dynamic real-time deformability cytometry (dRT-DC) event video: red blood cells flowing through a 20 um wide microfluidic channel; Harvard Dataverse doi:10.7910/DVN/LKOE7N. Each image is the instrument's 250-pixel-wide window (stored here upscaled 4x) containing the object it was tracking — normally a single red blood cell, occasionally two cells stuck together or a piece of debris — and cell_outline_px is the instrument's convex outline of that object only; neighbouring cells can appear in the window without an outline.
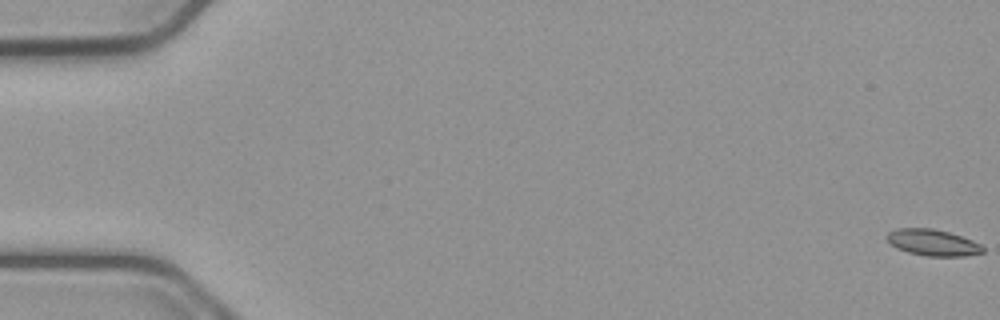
{"species": "common noctule bat (a hibernating species)", "species_latin": "Nyctalus noctula", "temperature_condition": "cold", "stored_images_in_passage": 11, "camera_frame_rate_fps": 3000, "um_per_image_px": 0.085, "animal": {"sex": "male", "body_mass_g": 23.1, "forearm_length_mm": 52.7}, "frame": {"image": 1, "passage_image": 1, "time_ms": 0.0, "image_size_px": [1000, 320], "cell_outline_px": [[984, 252], [964, 256], [924, 256], [908, 252], [896, 248], [888, 240], [888, 232], [896, 228], [932, 228], [948, 232], [972, 240], [980, 244], [984, 248]], "centroid_in_image_um": [79.29, 20.62], "position_along_channel_um": 5.7, "area_um2": 14.62}}